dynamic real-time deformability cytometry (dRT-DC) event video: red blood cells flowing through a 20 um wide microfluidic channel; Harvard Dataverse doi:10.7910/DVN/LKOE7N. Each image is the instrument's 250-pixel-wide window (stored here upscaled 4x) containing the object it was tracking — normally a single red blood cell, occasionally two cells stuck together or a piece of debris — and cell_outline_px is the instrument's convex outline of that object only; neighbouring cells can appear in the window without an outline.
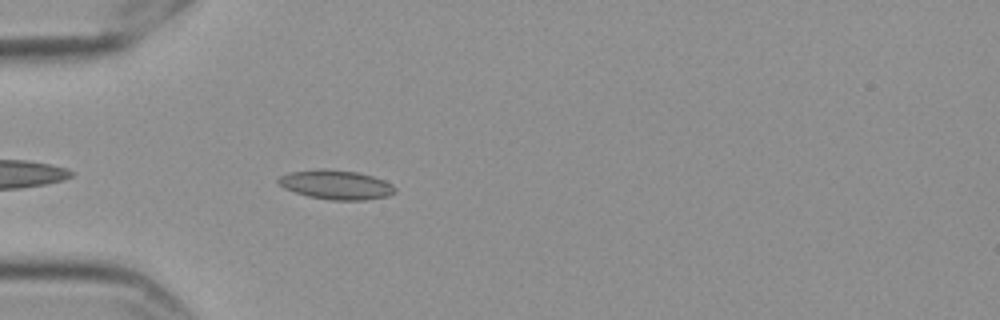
{"species": "Egyptian fruit bat (a non-hibernating species)", "species_latin": "Rousettus aegyptiacus", "temperature_condition": "cold", "stored_images_in_passage": 44, "camera_frame_rate_fps": 3000, "um_per_image_px": 0.085, "frame": {"image": 1, "passage_image": 4, "time_ms": 1.0, "image_size_px": [1000, 320], "cell_outline_px": [[396, 192], [388, 196], [368, 200], [328, 200], [308, 196], [284, 188], [276, 180], [280, 176], [288, 172], [320, 168], [324, 168], [356, 172], [372, 176], [384, 180], [392, 184], [396, 188]], "centroid_in_image_um": [28.57, 15.7], "position_along_channel_um": 56.4, "area_um2": 20.06}}
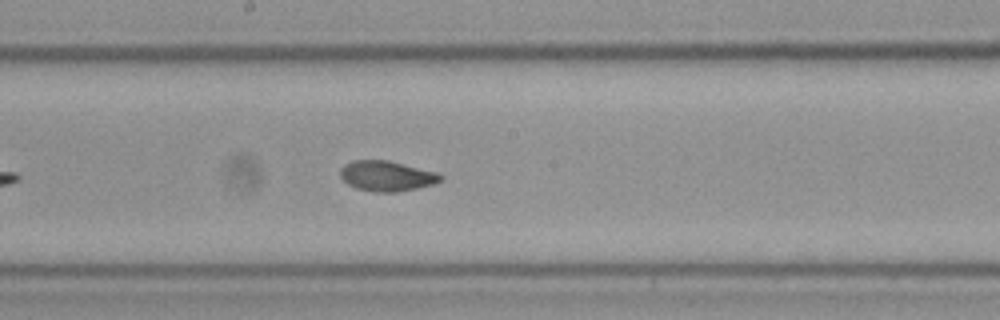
{"frame": {"image": 2, "passage_image": 18, "time_ms": 5.667, "image_size_px": [1000, 320], "cell_outline_px": [[444, 176], [440, 180], [432, 184], [416, 188], [396, 192], [376, 192], [356, 188], [348, 184], [340, 176], [340, 168], [344, 164], [352, 160], [388, 160], [436, 172]], "centroid_in_image_um": [32.83, 14.95], "position_along_channel_um": 215.4, "area_um2": 17.57}}
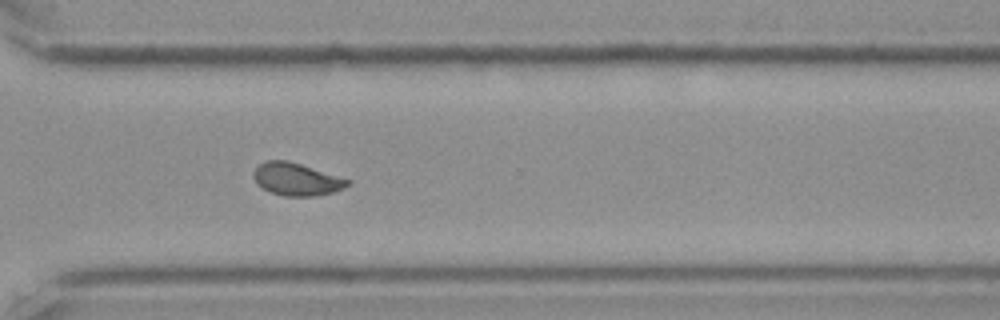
{"frame": {"image": 3, "passage_image": 29, "time_ms": 9.333, "image_size_px": [1000, 320], "cell_outline_px": [[352, 184], [344, 188], [332, 192], [316, 196], [284, 196], [272, 192], [256, 184], [252, 176], [252, 172], [260, 164], [268, 160], [288, 160], [352, 180]], "centroid_in_image_um": [25.22, 15.23], "position_along_channel_um": 345.4, "area_um2": 17.92}, "authors_computed_cell_mechanics": {"area_um2": 17.629, "velocity_mm_per_s": 3.5506, "shape_relaxation_time_tau1_ms": 7.6978, "shape_relaxation_time_tau2_ms": 1.6578, "deformation_change_tau1": 0.1372, "deformation_change_tau2": 0.0424}}